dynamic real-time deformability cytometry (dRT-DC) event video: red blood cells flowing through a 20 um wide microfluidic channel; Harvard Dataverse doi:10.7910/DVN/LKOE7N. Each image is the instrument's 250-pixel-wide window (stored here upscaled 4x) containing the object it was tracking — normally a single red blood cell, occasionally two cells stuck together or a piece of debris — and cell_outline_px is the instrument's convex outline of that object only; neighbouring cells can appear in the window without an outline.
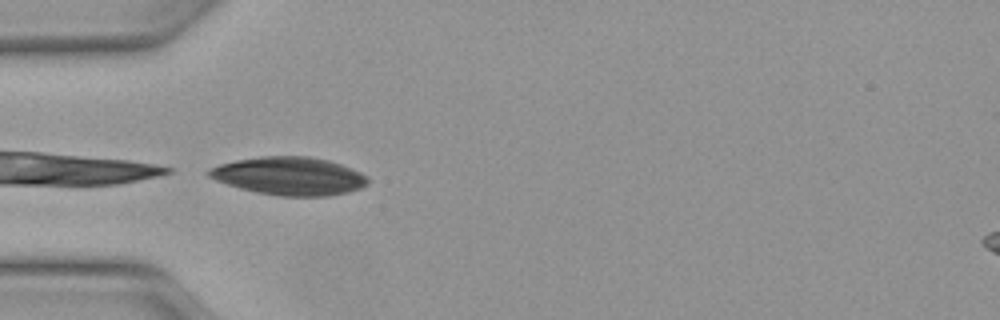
{"species": "Egyptian fruit bat (a non-hibernating species)", "species_latin": "Rousettus aegyptiacus", "temperature_condition": "warm", "stored_images_in_passage": 21, "camera_frame_rate_fps": 3000, "um_per_image_px": 0.085, "animal": {"sex": "female"}, "frame": {"image": 1, "passage_image": 1, "time_ms": 0.0, "image_size_px": [1000, 320], "cell_outline_px": [[368, 184], [360, 188], [348, 192], [328, 196], [280, 196], [256, 192], [240, 188], [216, 180], [208, 176], [204, 172], [208, 168], [220, 164], [236, 160], [260, 156], [308, 156], [328, 160], [352, 168], [368, 176]], "centroid_in_image_um": [24.58, 14.96], "position_along_channel_um": 60.4, "area_um2": 35.37}}